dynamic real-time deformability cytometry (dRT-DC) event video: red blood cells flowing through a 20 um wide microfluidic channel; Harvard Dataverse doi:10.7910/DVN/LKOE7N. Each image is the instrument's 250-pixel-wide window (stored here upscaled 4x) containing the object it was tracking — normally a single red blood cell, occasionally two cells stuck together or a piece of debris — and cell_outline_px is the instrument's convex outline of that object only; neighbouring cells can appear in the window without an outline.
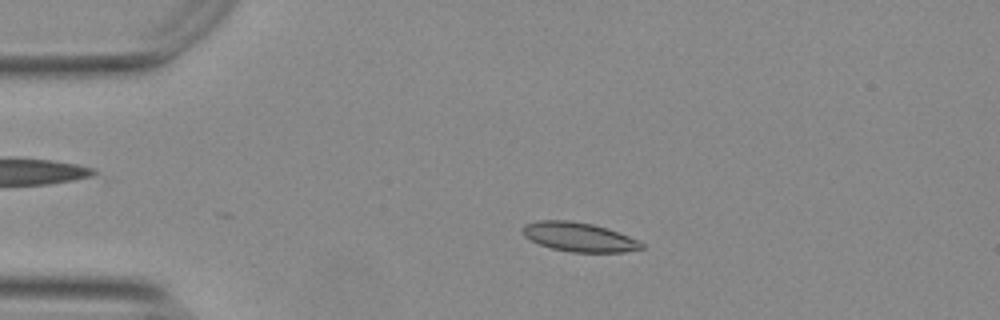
{"species": "Egyptian fruit bat (a non-hibernating species)", "species_latin": "Rousettus aegyptiacus", "temperature_condition": "warm", "stored_images_in_passage": 44, "camera_frame_rate_fps": 3000, "um_per_image_px": 0.085, "animal": {"sex": "female"}, "frame": {"image": 1, "passage_image": 6, "time_ms": 1.667, "image_size_px": [1000, 320], "cell_outline_px": [[644, 248], [624, 252], [572, 252], [552, 248], [540, 244], [524, 236], [524, 224], [536, 220], [568, 220], [592, 224], [608, 228], [640, 240], [644, 244]], "centroid_in_image_um": [49.26, 20.14], "position_along_channel_um": 35.7, "area_um2": 20.17}}
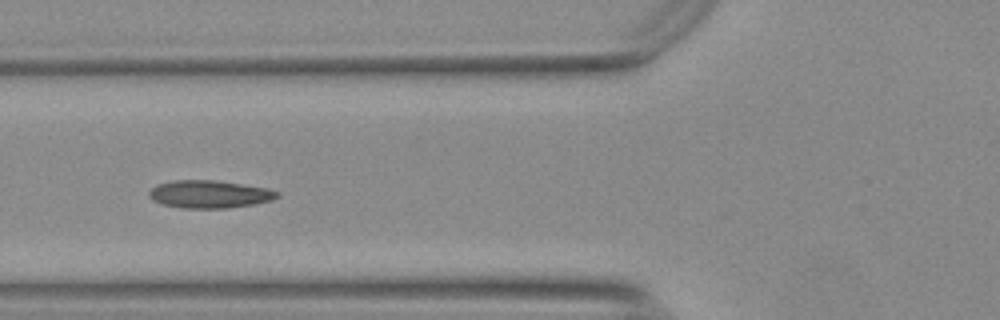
{"frame": {"image": 2, "passage_image": 15, "time_ms": 4.667, "image_size_px": [1000, 320], "cell_outline_px": [[280, 196], [272, 200], [252, 204], [228, 208], [180, 208], [160, 204], [152, 200], [148, 196], [148, 192], [156, 184], [172, 180], [216, 180], [268, 188], [280, 192]], "centroid_in_image_um": [17.77, 16.5], "position_along_channel_um": 108.0, "area_um2": 20.92}}
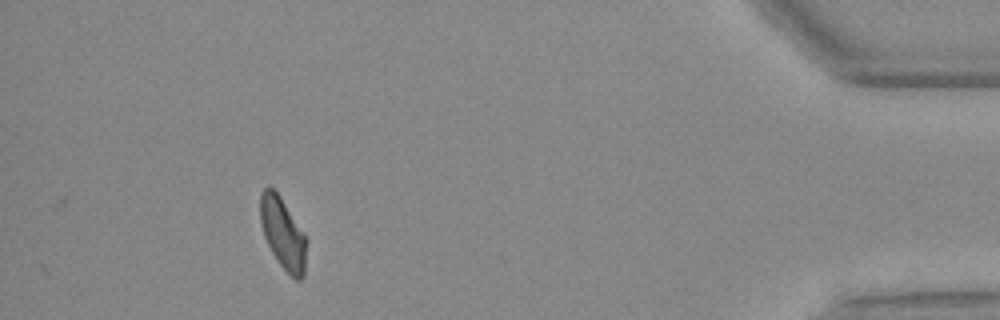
{"frame": {"image": 3, "passage_image": 44, "time_ms": 14.333, "image_size_px": [1000, 320], "cell_outline_px": [[304, 276], [300, 280], [296, 280], [280, 264], [272, 252], [264, 236], [260, 224], [260, 192], [264, 188], [272, 188], [280, 196], [304, 232]], "centroid_in_image_um": [24.0, 19.8], "position_along_channel_um": 411.2, "area_um2": 18.67}, "authors_computed_cell_mechanics": {"area_um2": 19.652, "velocity_mm_per_s": 3.7515, "shape_relaxation_time_tau1_ms": null, "shape_relaxation_time_tau2_ms": 1.9418, "deformation_change_tau1": null, "deformation_change_tau2": 0.0654}}